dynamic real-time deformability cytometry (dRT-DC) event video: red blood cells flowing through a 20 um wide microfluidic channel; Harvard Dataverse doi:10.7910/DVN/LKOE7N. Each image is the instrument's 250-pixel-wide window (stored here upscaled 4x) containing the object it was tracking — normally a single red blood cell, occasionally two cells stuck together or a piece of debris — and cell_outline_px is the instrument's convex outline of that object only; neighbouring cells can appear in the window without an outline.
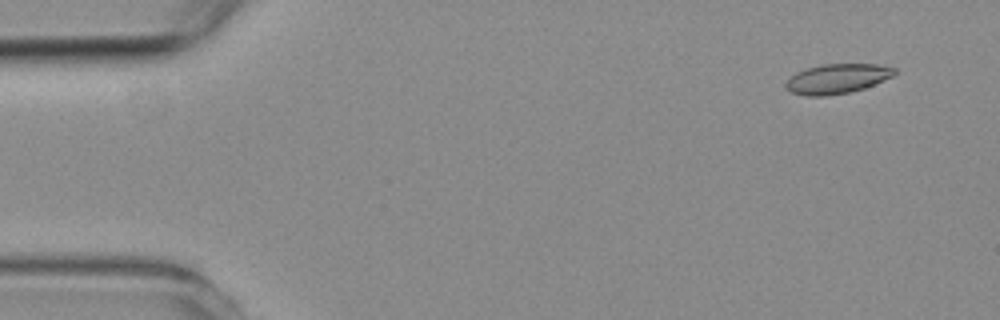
{"species": "common noctule bat (a hibernating species)", "species_latin": "Nyctalus noctula", "temperature_condition": "room temperature", "stored_images_in_passage": 4, "camera_frame_rate_fps": 3000, "um_per_image_px": 0.085, "animal": {"sex": "female", "body_mass_g": 19.3, "forearm_length_mm": 54.1}, "frame": {"image": 1, "passage_image": 1, "time_ms": 0.0, "image_size_px": [1000, 320], "cell_outline_px": [[896, 72], [892, 76], [864, 88], [848, 92], [824, 96], [808, 96], [792, 92], [784, 88], [784, 84], [796, 72], [820, 64], [876, 64], [896, 68]], "centroid_in_image_um": [71.13, 6.68], "position_along_channel_um": 13.9, "area_um2": 18.61}}
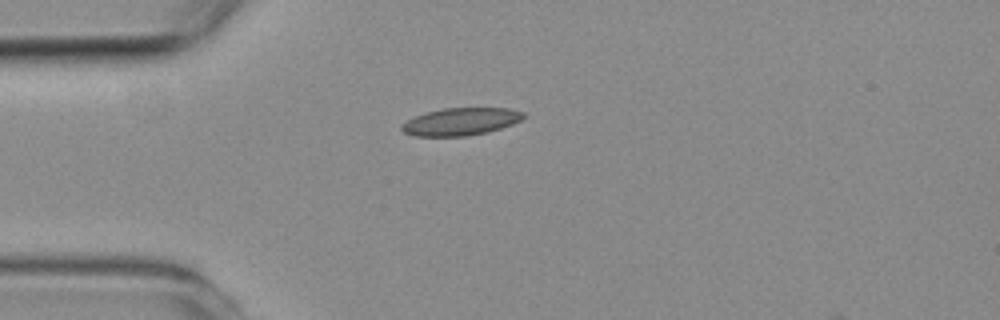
{"frame": {"image": 2, "passage_image": 4, "time_ms": 3.333, "image_size_px": [1000, 320], "cell_outline_px": [[524, 116], [520, 120], [512, 124], [488, 132], [464, 136], [412, 136], [404, 132], [400, 128], [400, 124], [416, 116], [428, 112], [444, 108], [508, 108], [524, 112]], "centroid_in_image_um": [39.14, 10.34], "position_along_channel_um": 45.9, "area_um2": 19.36}}